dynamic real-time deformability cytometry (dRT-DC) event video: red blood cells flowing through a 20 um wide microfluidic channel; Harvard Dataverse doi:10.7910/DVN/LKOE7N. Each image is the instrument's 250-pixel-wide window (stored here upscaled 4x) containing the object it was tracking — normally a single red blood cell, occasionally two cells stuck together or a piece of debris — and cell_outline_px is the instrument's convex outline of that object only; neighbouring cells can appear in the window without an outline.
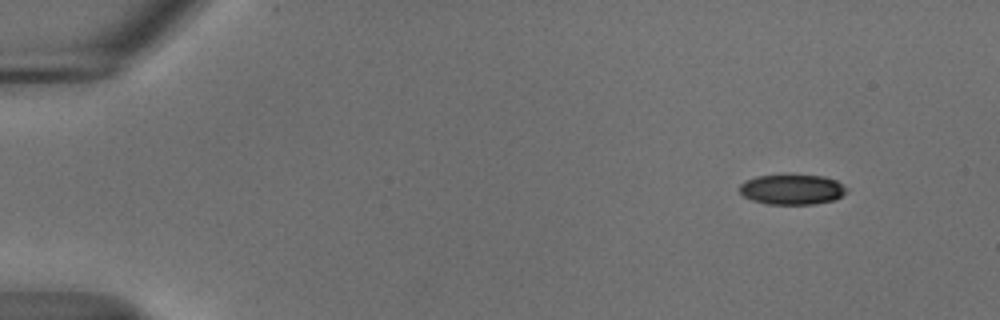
{"species": "common noctule bat (a hibernating species)", "species_latin": "Nyctalus noctula", "temperature_condition": "cold", "stored_images_in_passage": 50, "camera_frame_rate_fps": 3000, "um_per_image_px": 0.085, "animal": {"sex": "male", "body_mass_g": 18.8}, "frame": {"image": 1, "passage_image": 1, "time_ms": 0.0, "image_size_px": [1000, 320], "cell_outline_px": [[848, 192], [836, 200], [812, 204], [768, 204], [752, 200], [744, 196], [740, 192], [740, 184], [756, 176], [824, 176], [836, 180], [848, 188]], "centroid_in_image_um": [67.38, 16.12], "position_along_channel_um": 17.6, "area_um2": 18.61}}
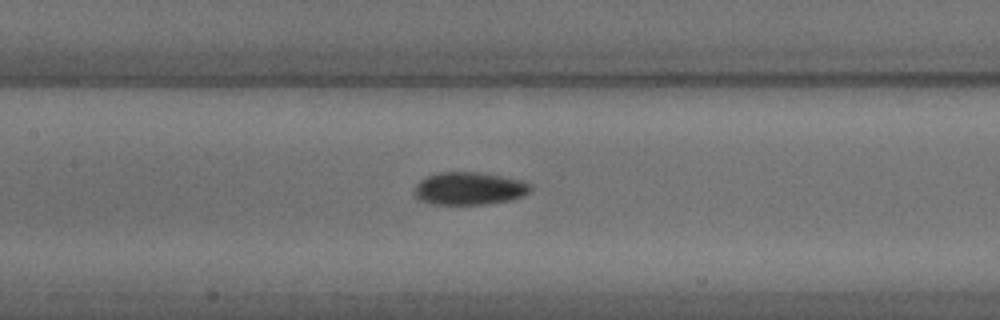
{"frame": {"image": 2, "passage_image": 22, "time_ms": 7.0, "image_size_px": [1000, 320], "cell_outline_px": [[532, 188], [524, 196], [508, 200], [484, 204], [432, 204], [420, 200], [412, 192], [416, 184], [420, 180], [428, 176], [440, 172], [480, 172], [528, 180], [532, 184]], "centroid_in_image_um": [39.92, 16.01], "position_along_channel_um": 167.5, "area_um2": 22.43}}
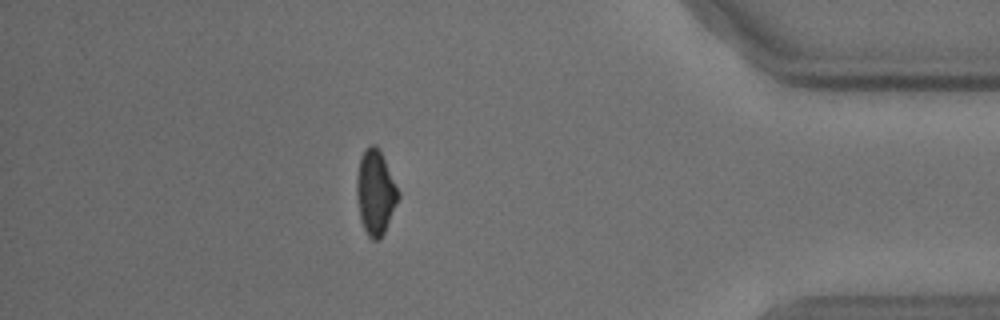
{"frame": {"image": 3, "passage_image": 44, "time_ms": 14.333, "image_size_px": [1000, 320], "cell_outline_px": [[400, 196], [384, 232], [380, 240], [372, 240], [368, 236], [364, 228], [360, 216], [356, 196], [356, 176], [360, 156], [364, 148], [372, 144], [376, 144], [384, 160]], "centroid_in_image_um": [31.88, 16.35], "position_along_channel_um": 403.3, "area_um2": 20.23}, "authors_computed_cell_mechanics": {"area_um2": 20.9814, "velocity_mm_per_s": 3.6996, "shape_relaxation_time_tau1_ms": 4.0773, "shape_relaxation_time_tau2_ms": null, "deformation_change_tau1": 0.1099, "deformation_change_tau2": null}}